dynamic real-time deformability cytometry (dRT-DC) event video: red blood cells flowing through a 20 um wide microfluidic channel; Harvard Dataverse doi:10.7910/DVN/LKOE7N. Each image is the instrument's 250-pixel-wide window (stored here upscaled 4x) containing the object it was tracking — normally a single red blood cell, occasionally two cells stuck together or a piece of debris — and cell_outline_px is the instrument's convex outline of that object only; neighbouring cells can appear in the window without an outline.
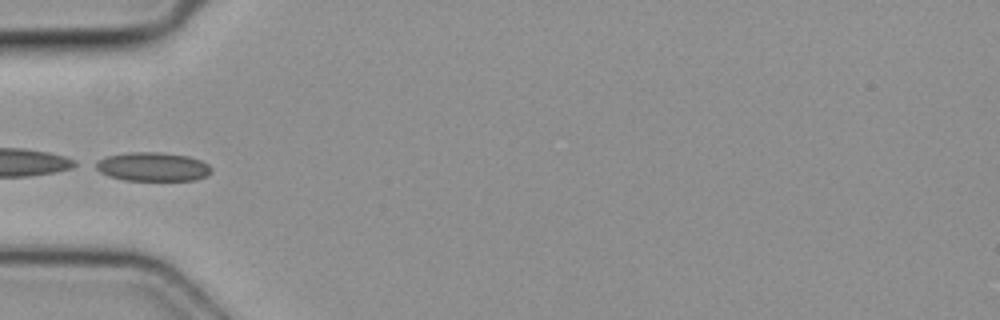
{"species": "common noctule bat (a hibernating species)", "species_latin": "Nyctalus noctula", "temperature_condition": "cold", "stored_images_in_passage": 5, "camera_frame_rate_fps": 3000, "um_per_image_px": 0.085, "animal": {"sex": "female", "body_mass_g": 19.3, "forearm_length_mm": 54.1}, "frame": {"image": 1, "passage_image": 4, "time_ms": 1.0, "image_size_px": [1000, 320], "cell_outline_px": [[212, 172], [208, 176], [196, 180], [124, 180], [108, 176], [100, 172], [88, 164], [96, 160], [108, 156], [128, 152], [160, 152], [188, 156], [200, 160], [208, 164], [212, 168]], "centroid_in_image_um": [12.93, 14.17], "position_along_channel_um": 72.1, "area_um2": 19.83}}
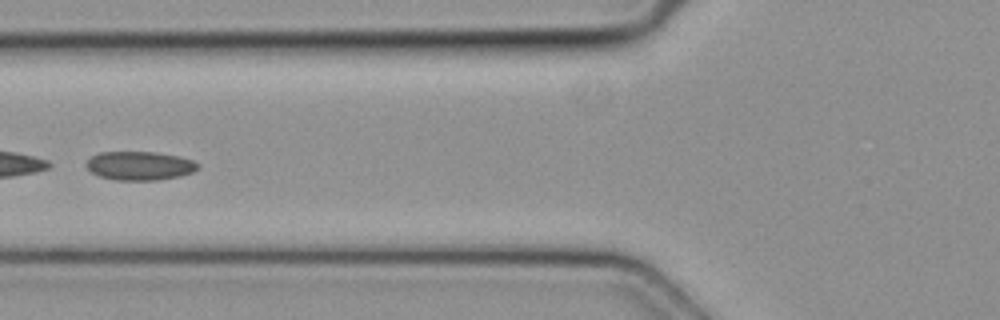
{"frame": {"image": 2, "passage_image": 5, "time_ms": 1.333, "image_size_px": [1000, 320], "cell_outline_px": [[200, 168], [192, 172], [180, 176], [156, 180], [116, 180], [100, 176], [92, 172], [84, 164], [92, 156], [100, 152], [156, 152], [180, 156], [192, 160], [200, 164]], "centroid_in_image_um": [11.9, 14.08], "position_along_channel_um": 113.9, "area_um2": 18.73}}